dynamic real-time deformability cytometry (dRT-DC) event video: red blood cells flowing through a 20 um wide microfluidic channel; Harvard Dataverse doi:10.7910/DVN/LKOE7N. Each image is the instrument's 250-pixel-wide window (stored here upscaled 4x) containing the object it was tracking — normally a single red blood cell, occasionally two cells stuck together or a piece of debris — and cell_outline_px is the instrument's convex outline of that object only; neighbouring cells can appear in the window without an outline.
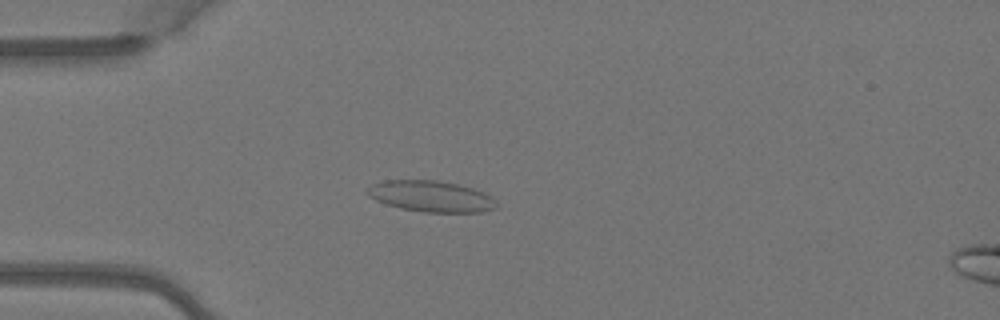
{"species": "Egyptian fruit bat (a non-hibernating species)", "species_latin": "Rousettus aegyptiacus", "temperature_condition": "warm", "stored_images_in_passage": 5, "camera_frame_rate_fps": 3000, "um_per_image_px": 0.085, "animal": {"sex": "female"}, "frame": {"image": 1, "passage_image": 4, "time_ms": 1.0, "image_size_px": [1000, 320], "cell_outline_px": [[496, 208], [484, 212], [424, 212], [400, 208], [384, 204], [368, 196], [368, 188], [372, 184], [384, 180], [436, 180], [456, 184], [472, 188], [484, 192], [492, 196], [496, 200]], "centroid_in_image_um": [36.65, 16.69], "position_along_channel_um": 48.4, "area_um2": 23.47}}